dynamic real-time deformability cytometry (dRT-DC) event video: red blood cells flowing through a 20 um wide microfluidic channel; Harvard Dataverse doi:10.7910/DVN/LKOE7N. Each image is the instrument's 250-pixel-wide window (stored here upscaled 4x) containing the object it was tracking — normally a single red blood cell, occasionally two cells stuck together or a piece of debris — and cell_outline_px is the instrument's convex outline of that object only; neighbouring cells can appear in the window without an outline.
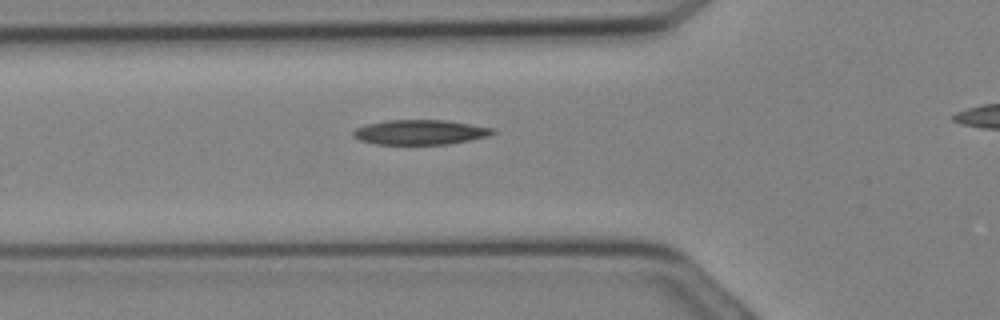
{"species": "Egyptian fruit bat (a non-hibernating species)", "species_latin": "Rousettus aegyptiacus", "temperature_condition": "cold", "stored_images_in_passage": 19, "camera_frame_rate_fps": 3000, "um_per_image_px": 0.085, "animal": {"sex": "female"}, "frame": {"image": 1, "passage_image": 5, "time_ms": 1.333, "image_size_px": [1000, 320], "cell_outline_px": [[496, 132], [488, 136], [448, 144], [376, 144], [360, 140], [352, 136], [352, 132], [356, 128], [368, 124], [388, 120], [448, 120], [492, 128]], "centroid_in_image_um": [35.69, 11.23], "position_along_channel_um": 90.1, "area_um2": 20.0}}
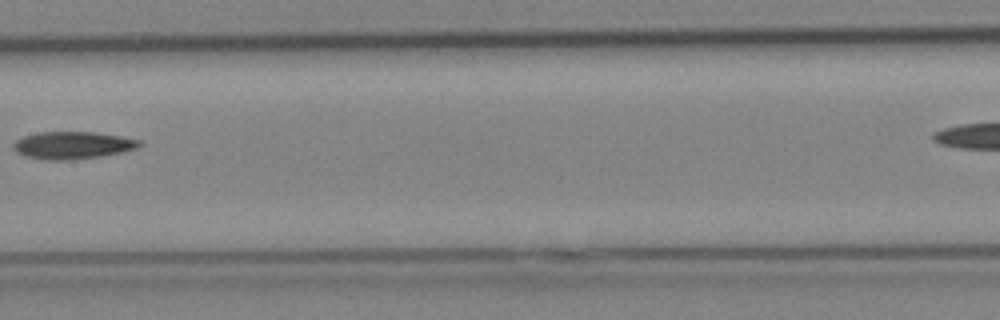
{"frame": {"image": 2, "passage_image": 10, "time_ms": 3.0, "image_size_px": [1000, 320], "cell_outline_px": [[144, 144], [136, 148], [124, 152], [100, 156], [64, 160], [48, 160], [24, 156], [16, 152], [12, 148], [12, 144], [16, 140], [24, 136], [40, 132], [92, 132], [120, 136], [140, 140]], "centroid_in_image_um": [6.16, 12.34], "position_along_channel_um": 201.2, "area_um2": 20.06}}
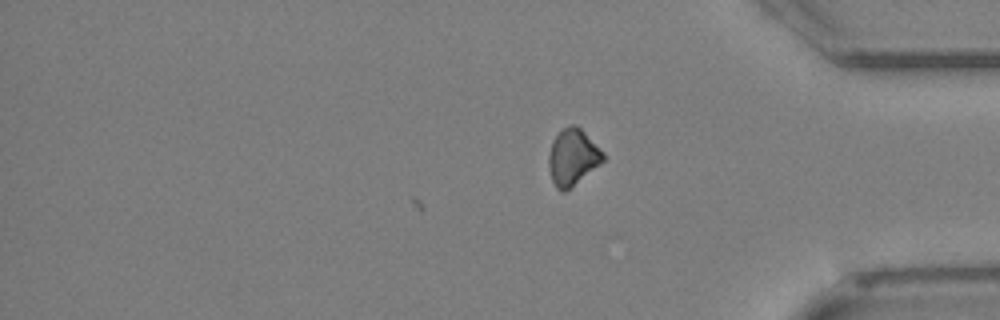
{"frame": {"image": 3, "passage_image": 19, "time_ms": 6.0, "image_size_px": [1000, 320], "cell_outline_px": [[604, 160], [600, 164], [564, 192], [560, 192], [556, 188], [552, 180], [548, 168], [548, 156], [552, 140], [568, 124], [576, 124], [604, 152]], "centroid_in_image_um": [48.65, 13.35], "position_along_channel_um": 386.5, "area_um2": 17.74}}